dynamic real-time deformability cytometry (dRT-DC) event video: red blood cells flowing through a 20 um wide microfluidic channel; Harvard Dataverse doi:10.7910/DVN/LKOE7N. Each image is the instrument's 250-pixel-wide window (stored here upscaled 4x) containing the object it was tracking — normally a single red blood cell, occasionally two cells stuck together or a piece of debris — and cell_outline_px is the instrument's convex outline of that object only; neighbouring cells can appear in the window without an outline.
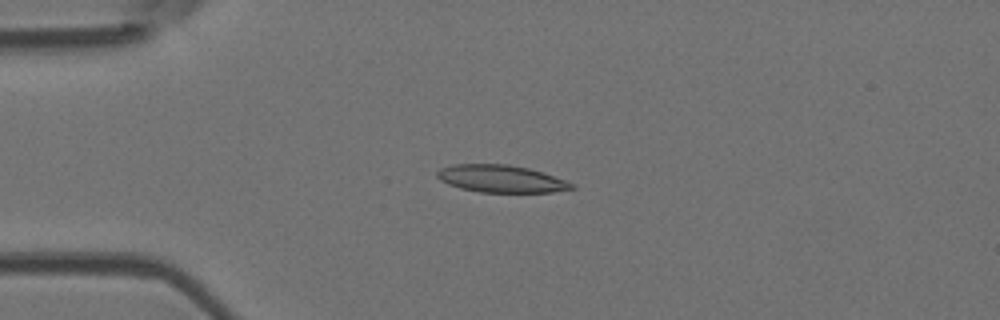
{"species": "Egyptian fruit bat (a non-hibernating species)", "species_latin": "Rousettus aegyptiacus", "temperature_condition": "room temperature", "stored_images_in_passage": 3, "camera_frame_rate_fps": 3000, "um_per_image_px": 0.085, "animal": {"sex": "female"}, "frame": {"image": 1, "passage_image": 2, "time_ms": 1.333, "image_size_px": [1000, 320], "cell_outline_px": [[576, 188], [552, 192], [480, 192], [460, 188], [448, 184], [440, 180], [436, 176], [436, 172], [440, 168], [452, 164], [508, 164], [528, 168], [568, 180], [576, 184]], "centroid_in_image_um": [42.61, 15.19], "position_along_channel_um": 42.4, "area_um2": 21.62}}